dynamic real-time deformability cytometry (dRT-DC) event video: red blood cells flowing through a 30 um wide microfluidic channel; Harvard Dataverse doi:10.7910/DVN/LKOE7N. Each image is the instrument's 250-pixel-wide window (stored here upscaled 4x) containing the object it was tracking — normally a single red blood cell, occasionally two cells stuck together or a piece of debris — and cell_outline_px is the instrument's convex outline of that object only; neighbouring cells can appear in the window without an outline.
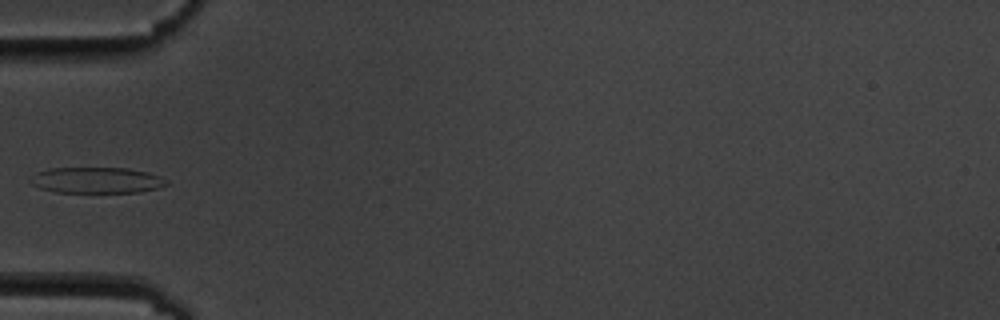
{"species": "common noctule bat (a hibernating species)", "species_latin": "Nyctalus noctula", "temperature_condition": "cold", "stored_images_in_passage": 5, "camera_frame_rate_fps": 3000, "um_per_image_px": 0.085, "animal": {"sex": "male", "body_mass_g": 19.5, "forearm_length_mm": 54.6}, "frame": {"image": 1, "passage_image": 5, "time_ms": 4.667, "image_size_px": [1000, 320], "cell_outline_px": [[168, 184], [160, 188], [140, 192], [56, 192], [40, 188], [32, 184], [28, 180], [28, 176], [36, 172], [48, 168], [128, 168], [148, 172], [160, 176], [168, 180]], "centroid_in_image_um": [8.2, 15.31], "position_along_channel_um": 76.8, "area_um2": 20.87}}